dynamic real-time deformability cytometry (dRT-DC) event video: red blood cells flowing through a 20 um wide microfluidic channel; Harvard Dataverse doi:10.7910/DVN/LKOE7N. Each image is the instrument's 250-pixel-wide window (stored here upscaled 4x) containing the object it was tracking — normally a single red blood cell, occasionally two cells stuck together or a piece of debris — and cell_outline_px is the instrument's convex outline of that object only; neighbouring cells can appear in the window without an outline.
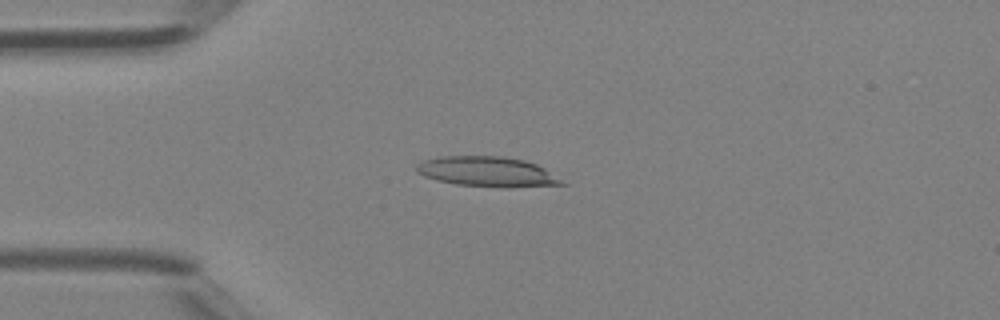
{"species": "Egyptian fruit bat (a non-hibernating species)", "species_latin": "Rousettus aegyptiacus", "temperature_condition": "room temperature", "stored_images_in_passage": 36, "camera_frame_rate_fps": 3000, "um_per_image_px": 0.085, "animal": {"sex": "female"}, "frame": {"image": 1, "passage_image": 1, "time_ms": 0.0, "image_size_px": [1000, 320], "cell_outline_px": [[568, 184], [508, 188], [504, 188], [456, 184], [436, 180], [424, 176], [416, 172], [416, 164], [424, 160], [440, 156], [500, 156], [524, 160], [536, 164], [544, 168]], "centroid_in_image_um": [41.4, 14.6], "position_along_channel_um": 43.6, "area_um2": 25.55}}
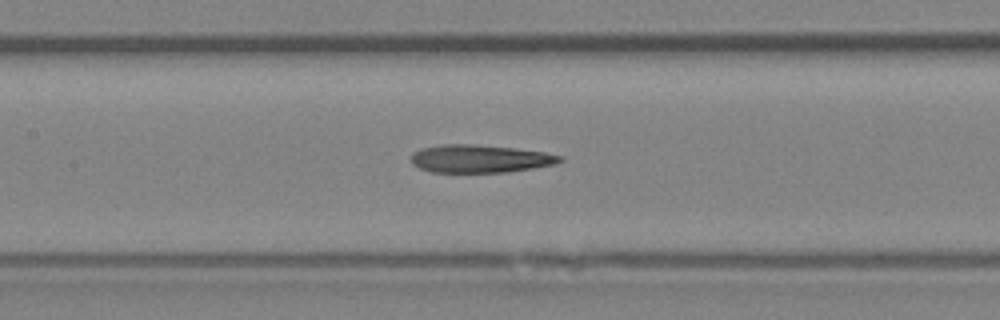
{"frame": {"image": 2, "passage_image": 11, "time_ms": 3.333, "image_size_px": [1000, 320], "cell_outline_px": [[564, 160], [552, 164], [532, 168], [508, 172], [432, 172], [420, 168], [412, 164], [412, 152], [420, 148], [440, 144], [472, 144], [516, 148], [544, 152], [564, 156]], "centroid_in_image_um": [40.78, 13.48], "position_along_channel_um": 166.6, "area_um2": 24.22}}
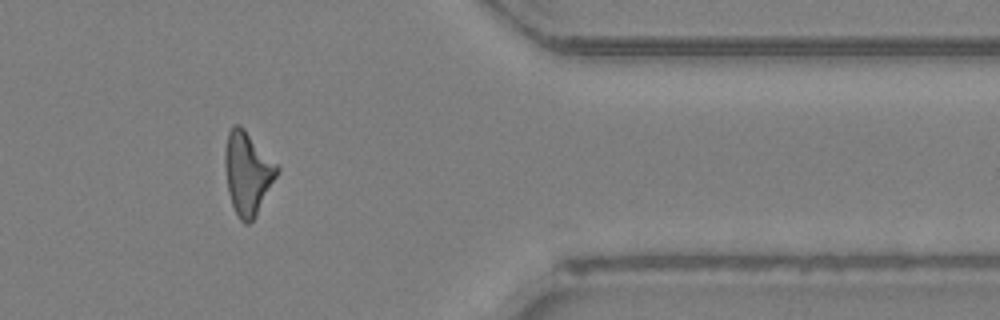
{"frame": {"image": 3, "passage_image": 28, "time_ms": 9.0, "image_size_px": [1000, 320], "cell_outline_px": [[280, 168], [256, 216], [248, 224], [244, 224], [240, 220], [232, 204], [228, 192], [224, 164], [224, 152], [228, 132], [232, 124], [240, 124], [244, 128]], "centroid_in_image_um": [21.02, 14.69], "position_along_channel_um": 390.4, "area_um2": 24.91}, "authors_computed_cell_mechanics": {"area_um2": 24.565, "velocity_mm_per_s": 4.3259, "shape_relaxation_time_tau1_ms": null, "shape_relaxation_time_tau2_ms": 5.1242, "deformation_change_tau1": null, "deformation_change_tau2": 0.1987}}